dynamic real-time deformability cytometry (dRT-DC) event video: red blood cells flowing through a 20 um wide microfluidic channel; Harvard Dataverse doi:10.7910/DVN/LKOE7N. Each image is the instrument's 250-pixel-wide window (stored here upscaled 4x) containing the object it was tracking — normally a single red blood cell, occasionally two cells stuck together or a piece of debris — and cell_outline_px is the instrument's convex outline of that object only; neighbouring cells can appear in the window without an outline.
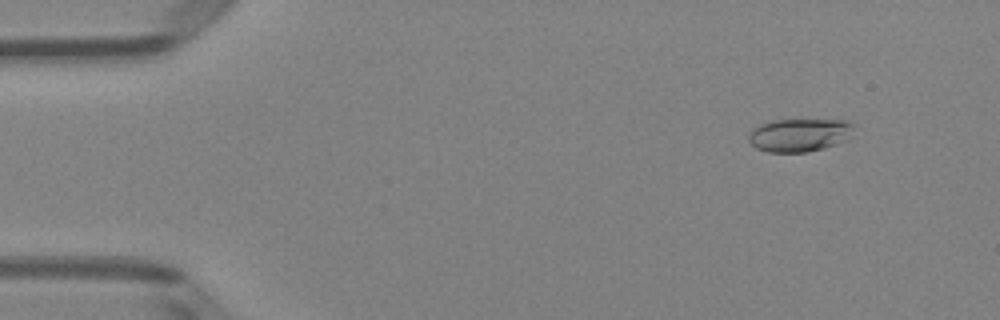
{"species": "Egyptian fruit bat (a non-hibernating species)", "species_latin": "Rousettus aegyptiacus", "temperature_condition": "room temperature", "stored_images_in_passage": 51, "camera_frame_rate_fps": 3000, "um_per_image_px": 0.085, "animal": {"sex": "female"}, "frame": {"image": 1, "passage_image": 5, "time_ms": 1.333, "image_size_px": [1000, 320], "cell_outline_px": [[852, 124], [848, 140], [824, 148], [808, 152], [768, 152], [756, 148], [748, 140], [748, 136], [752, 128], [768, 120], [848, 120]], "centroid_in_image_um": [67.91, 11.48], "position_along_channel_um": 17.1, "area_um2": 20.35}}
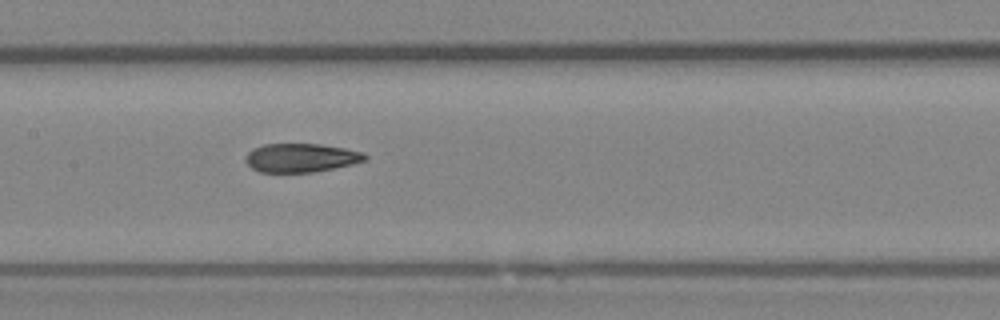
{"frame": {"image": 2, "passage_image": 25, "time_ms": 8.0, "image_size_px": [1000, 320], "cell_outline_px": [[368, 160], [352, 164], [312, 172], [260, 172], [252, 168], [244, 160], [244, 156], [252, 148], [264, 144], [320, 144], [344, 148], [364, 152], [368, 156]], "centroid_in_image_um": [25.58, 13.4], "position_along_channel_um": 181.8, "area_um2": 20.06}}
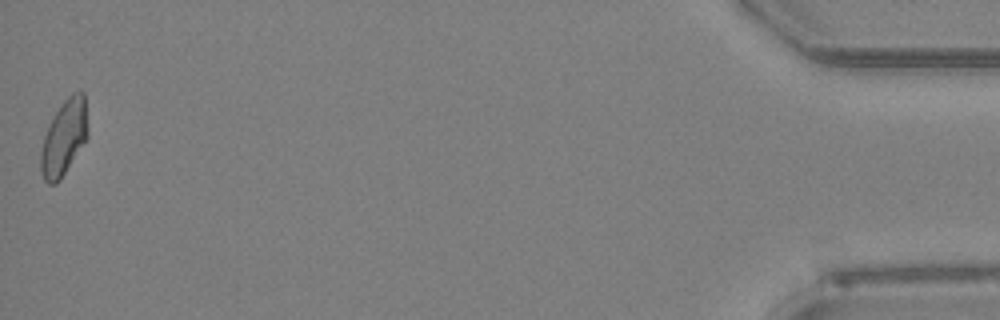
{"frame": {"image": 3, "passage_image": 51, "time_ms": 16.667, "image_size_px": [1000, 320], "cell_outline_px": [[88, 136], [60, 180], [56, 184], [48, 184], [44, 180], [40, 172], [40, 152], [44, 136], [48, 124], [52, 116], [64, 100], [72, 92], [84, 92], [88, 132]], "centroid_in_image_um": [5.41, 11.7], "position_along_channel_um": 429.8, "area_um2": 20.69}, "authors_computed_cell_mechanics": {"area_um2": 20.3456, "velocity_mm_per_s": 3.9923, "shape_relaxation_time_tau1_ms": 9.1182, "shape_relaxation_time_tau2_ms": 2.5594, "deformation_change_tau1": 0.198, "deformation_change_tau2": 0.0937}}